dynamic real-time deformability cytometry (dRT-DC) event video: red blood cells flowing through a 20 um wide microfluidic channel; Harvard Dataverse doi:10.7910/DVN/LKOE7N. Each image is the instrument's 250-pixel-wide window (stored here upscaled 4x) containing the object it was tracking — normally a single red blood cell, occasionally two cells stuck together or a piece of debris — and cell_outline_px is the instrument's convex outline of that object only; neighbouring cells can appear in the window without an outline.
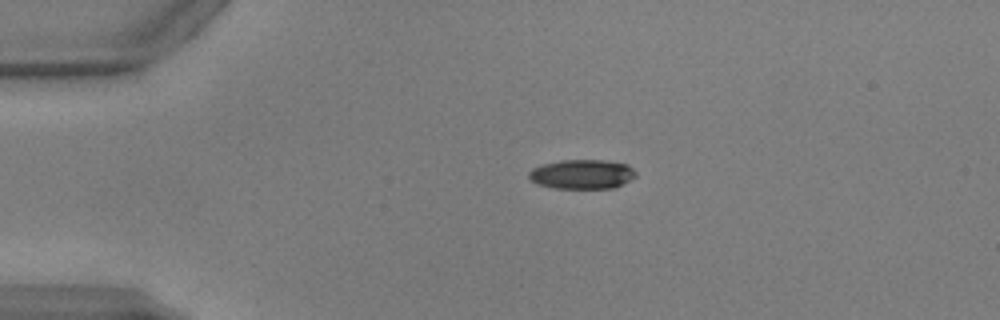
{"species": "common noctule bat (a hibernating species)", "species_latin": "Nyctalus noctula", "temperature_condition": "warm", "stored_images_in_passage": 30, "camera_frame_rate_fps": 3000, "um_per_image_px": 0.085, "animal": {"sex": "male", "body_mass_g": 17.9, "forearm_length_mm": 54.2}, "frame": {"image": 1, "passage_image": 1, "time_ms": 0.0, "image_size_px": [1000, 320], "cell_outline_px": [[636, 176], [616, 188], [552, 188], [536, 184], [528, 176], [528, 172], [532, 168], [540, 164], [560, 160], [604, 160], [628, 164], [636, 172]], "centroid_in_image_um": [49.45, 14.8], "position_along_channel_um": 35.5, "area_um2": 18.55}}
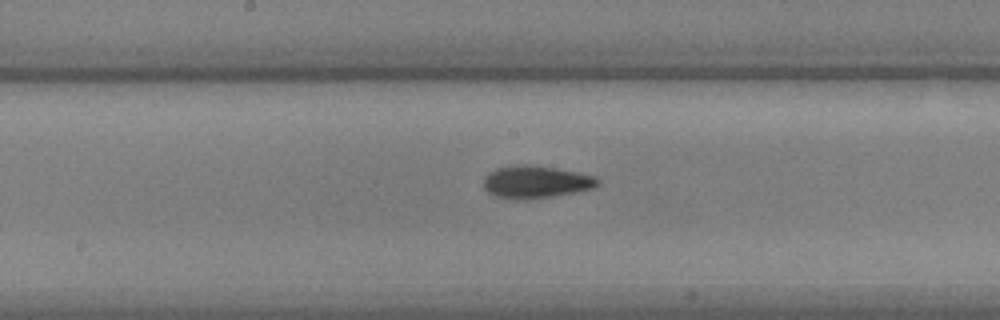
{"frame": {"image": 2, "passage_image": 17, "time_ms": 5.333, "image_size_px": [1000, 320], "cell_outline_px": [[600, 184], [592, 188], [576, 192], [552, 196], [496, 196], [488, 192], [484, 188], [484, 176], [488, 172], [496, 168], [516, 164], [528, 164], [556, 168], [596, 176], [600, 180]], "centroid_in_image_um": [45.58, 15.4], "position_along_channel_um": 202.6, "area_um2": 20.87}}
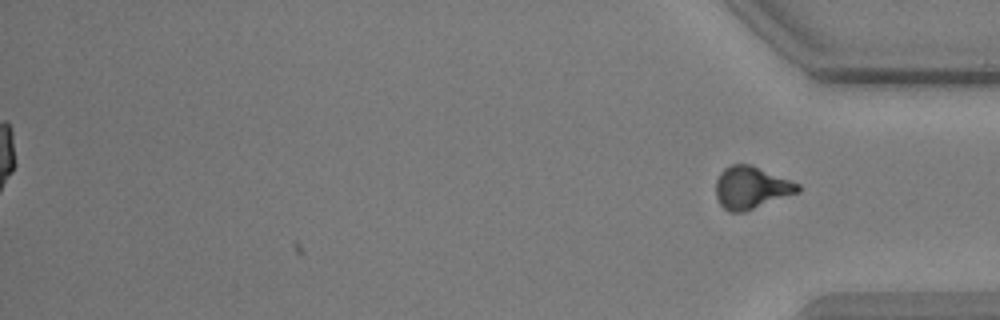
{"frame": {"image": 3, "passage_image": 30, "time_ms": 9.667, "image_size_px": [1000, 320], "cell_outline_px": [[800, 192], [744, 212], [728, 212], [720, 204], [716, 196], [716, 180], [720, 172], [724, 168], [732, 164], [752, 164], [800, 184]], "centroid_in_image_um": [63.85, 15.94], "position_along_channel_um": 371.3, "area_um2": 20.4}, "authors_computed_cell_mechanics": {"area_um2": 20.4323, "velocity_mm_per_s": 3.9148, "shape_relaxation_time_tau1_ms": 2.9457, "shape_relaxation_time_tau2_ms": 2.7006, "deformation_change_tau1": 0.1531, "deformation_change_tau2": 0.095}}